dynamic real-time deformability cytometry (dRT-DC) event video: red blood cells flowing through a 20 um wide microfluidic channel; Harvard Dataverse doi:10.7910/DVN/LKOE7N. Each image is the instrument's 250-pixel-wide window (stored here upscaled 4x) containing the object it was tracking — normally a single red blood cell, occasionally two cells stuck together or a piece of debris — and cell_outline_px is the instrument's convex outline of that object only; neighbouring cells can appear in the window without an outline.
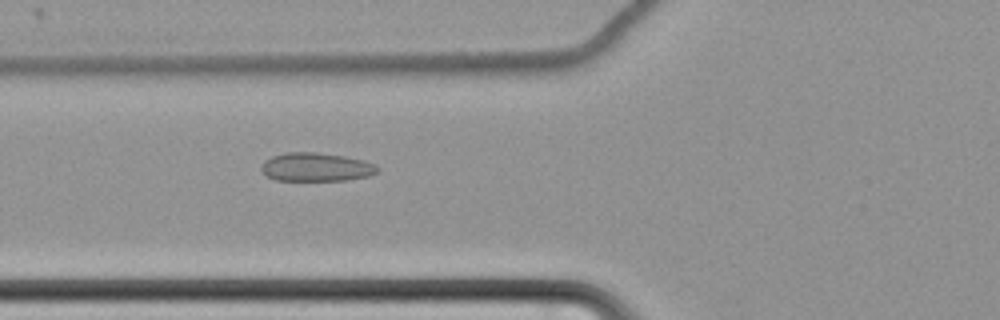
{"species": "common noctule bat (a hibernating species)", "species_latin": "Nyctalus noctula", "temperature_condition": "cold", "stored_images_in_passage": 43, "camera_frame_rate_fps": 3000, "um_per_image_px": 0.085, "animal": {"sex": "female", "body_mass_g": 22.7, "forearm_length_mm": 54.2}, "frame": {"image": 1, "passage_image": 7, "time_ms": 2.0, "image_size_px": [1000, 320], "cell_outline_px": [[380, 168], [376, 172], [368, 176], [348, 180], [276, 180], [268, 176], [260, 168], [264, 160], [272, 156], [284, 152], [316, 152], [344, 156], [364, 160], [376, 164]], "centroid_in_image_um": [26.88, 14.19], "position_along_channel_um": 98.9, "area_um2": 19.36}}
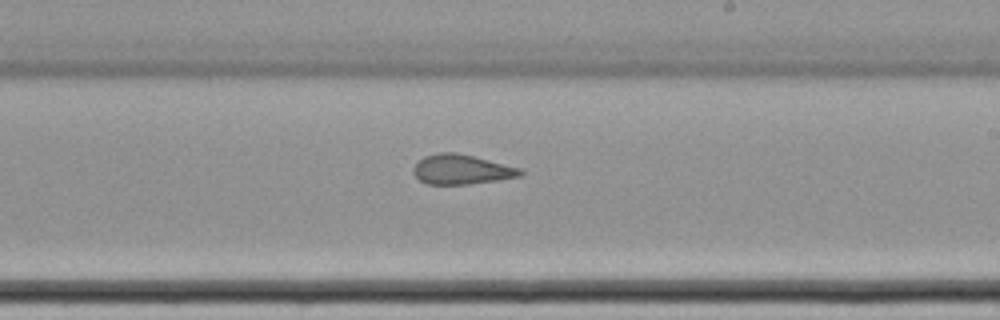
{"frame": {"image": 2, "passage_image": 20, "time_ms": 6.333, "image_size_px": [1000, 320], "cell_outline_px": [[524, 172], [520, 176], [496, 180], [468, 184], [428, 184], [420, 180], [412, 172], [412, 168], [424, 156], [440, 152], [456, 152], [520, 168]], "centroid_in_image_um": [39.2, 14.4], "position_along_channel_um": 249.8, "area_um2": 18.26}}
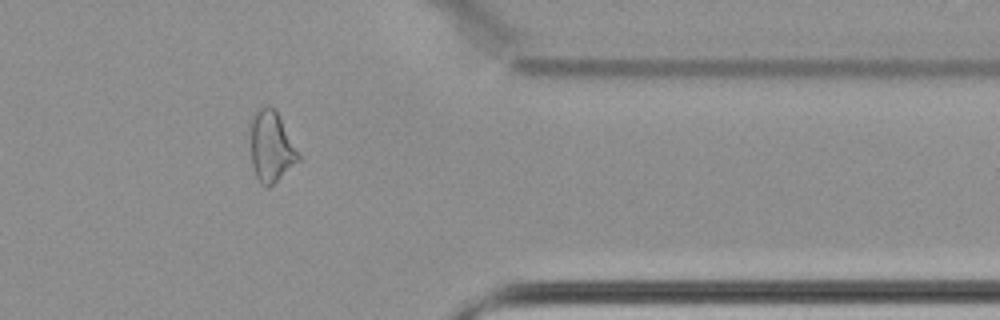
{"frame": {"image": 3, "passage_image": 33, "time_ms": 10.667, "image_size_px": [1000, 320], "cell_outline_px": [[300, 160], [268, 188], [264, 188], [260, 184], [256, 176], [252, 164], [252, 116], [264, 104], [268, 104], [276, 108], [300, 156]], "centroid_in_image_um": [23.07, 12.45], "position_along_channel_um": 388.3, "area_um2": 19.59}, "authors_computed_cell_mechanics": {"area_um2": 19.3052, "velocity_mm_per_s": 3.4822, "shape_relaxation_time_tau1_ms": null, "shape_relaxation_time_tau2_ms": 2.1012, "deformation_change_tau1": null, "deformation_change_tau2": 0.1074}}